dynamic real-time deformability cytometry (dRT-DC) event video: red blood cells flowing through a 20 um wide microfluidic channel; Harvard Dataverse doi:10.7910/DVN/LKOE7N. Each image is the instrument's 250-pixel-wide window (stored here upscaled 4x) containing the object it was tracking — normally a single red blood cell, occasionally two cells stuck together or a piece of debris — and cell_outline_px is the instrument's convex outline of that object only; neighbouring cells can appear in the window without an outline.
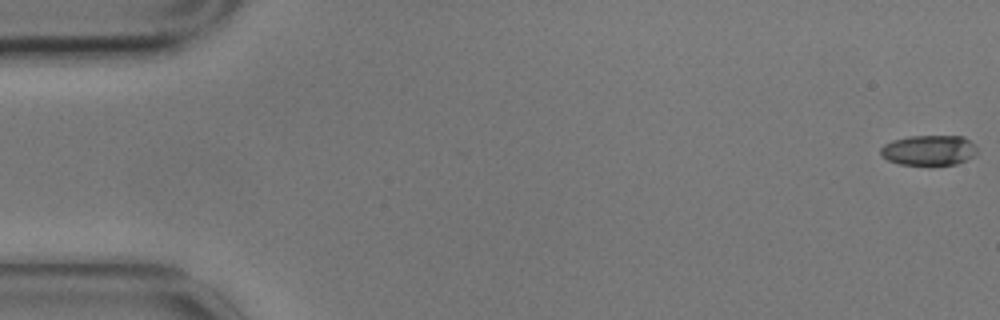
{"species": "common noctule bat (a hibernating species)", "species_latin": "Nyctalus noctula", "temperature_condition": "cold", "stored_images_in_passage": 9, "camera_frame_rate_fps": 3000, "um_per_image_px": 0.085, "animal": {"sex": "male", "body_mass_g": 17.9}, "frame": {"image": 1, "passage_image": 1, "time_ms": 0.0, "image_size_px": [1000, 320], "cell_outline_px": [[976, 156], [956, 164], [900, 164], [888, 160], [880, 156], [880, 148], [884, 144], [892, 140], [908, 136], [964, 136], [976, 144]], "centroid_in_image_um": [78.96, 12.75], "position_along_channel_um": 6.0, "area_um2": 17.11}}
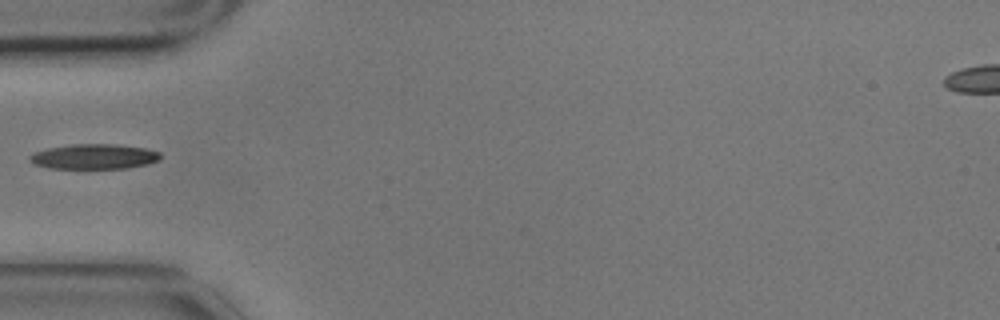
{"frame": {"image": 2, "passage_image": 6, "time_ms": 1.667, "image_size_px": [1000, 320], "cell_outline_px": [[160, 160], [148, 164], [124, 168], [48, 168], [32, 164], [28, 160], [28, 156], [36, 152], [48, 148], [72, 144], [116, 144], [144, 148], [160, 152]], "centroid_in_image_um": [7.97, 13.31], "position_along_channel_um": 77.0, "area_um2": 19.07}}
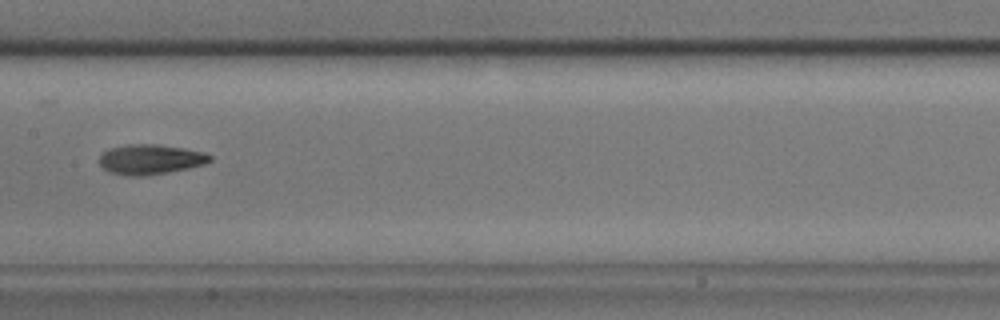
{"frame": {"image": 3, "passage_image": 9, "time_ms": 2.667, "image_size_px": [1000, 320], "cell_outline_px": [[212, 160], [204, 164], [188, 168], [168, 172], [144, 176], [128, 176], [112, 172], [104, 168], [100, 164], [100, 156], [104, 152], [112, 148], [128, 144], [156, 144], [184, 148], [204, 152], [212, 156]], "centroid_in_image_um": [12.82, 13.54], "position_along_channel_um": 194.6, "area_um2": 19.13}}